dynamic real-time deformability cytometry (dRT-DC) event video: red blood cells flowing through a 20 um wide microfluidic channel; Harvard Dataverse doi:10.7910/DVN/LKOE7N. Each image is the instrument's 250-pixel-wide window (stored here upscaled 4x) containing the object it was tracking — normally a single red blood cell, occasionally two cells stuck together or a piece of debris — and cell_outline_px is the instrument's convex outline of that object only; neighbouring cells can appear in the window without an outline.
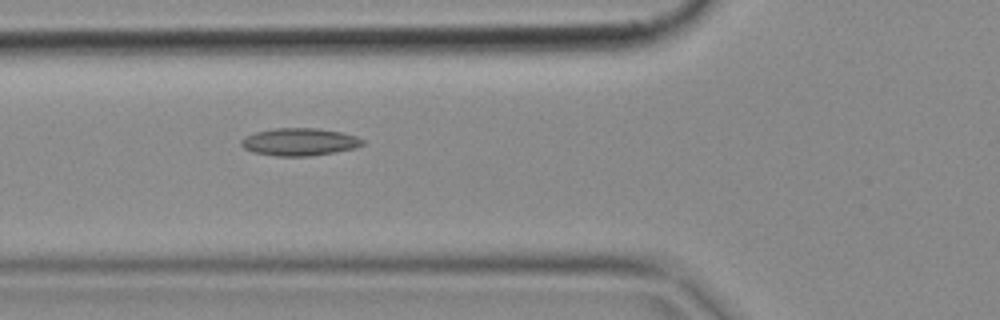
{"species": "common noctule bat (a hibernating species)", "species_latin": "Nyctalus noctula", "temperature_condition": "cold", "stored_images_in_passage": 6, "camera_frame_rate_fps": 3000, "um_per_image_px": 0.085, "animal": {"sex": "female", "body_mass_g": 18.4}, "frame": {"image": 1, "passage_image": 6, "time_ms": 1.667, "image_size_px": [1000, 320], "cell_outline_px": [[364, 144], [356, 148], [336, 152], [308, 156], [276, 156], [252, 152], [244, 148], [240, 144], [240, 140], [244, 136], [256, 132], [276, 128], [320, 128], [340, 132], [356, 136], [364, 140]], "centroid_in_image_um": [25.45, 12.06], "position_along_channel_um": 100.4, "area_um2": 19.59}}